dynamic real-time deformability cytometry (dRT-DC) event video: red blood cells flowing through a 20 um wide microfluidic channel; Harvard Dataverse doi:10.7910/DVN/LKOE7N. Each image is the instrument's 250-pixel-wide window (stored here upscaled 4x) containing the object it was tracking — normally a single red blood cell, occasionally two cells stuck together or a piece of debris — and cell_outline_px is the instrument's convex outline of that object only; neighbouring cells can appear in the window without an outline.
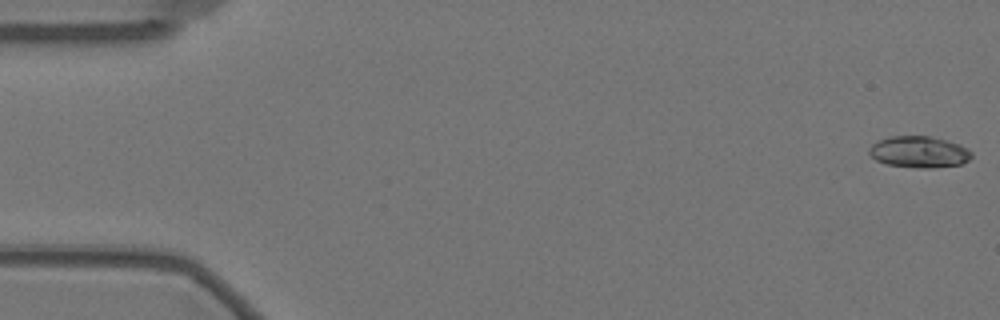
{"species": "Egyptian fruit bat (a non-hibernating species)", "species_latin": "Rousettus aegyptiacus", "temperature_condition": "warm", "stored_images_in_passage": 21, "camera_frame_rate_fps": 3000, "um_per_image_px": 0.085, "animal": {"sex": "female"}, "frame": {"image": 1, "passage_image": 1, "time_ms": 0.0, "image_size_px": [1000, 320], "cell_outline_px": [[972, 156], [968, 160], [960, 164], [932, 168], [920, 168], [888, 164], [876, 160], [868, 152], [868, 148], [872, 144], [888, 136], [928, 136], [960, 144], [968, 148], [972, 152]], "centroid_in_image_um": [78.12, 12.91], "position_along_channel_um": 6.9, "area_um2": 18.67}}
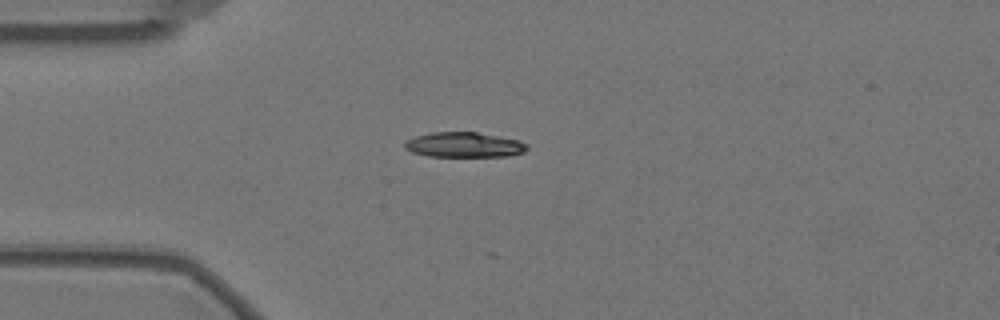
{"frame": {"image": 2, "passage_image": 15, "time_ms": 4.667, "image_size_px": [1000, 320], "cell_outline_px": [[528, 148], [524, 152], [508, 156], [428, 156], [412, 152], [404, 148], [404, 144], [408, 140], [416, 136], [432, 132], [476, 132], [520, 140], [528, 144]], "centroid_in_image_um": [39.48, 12.31], "position_along_channel_um": 45.5, "area_um2": 17.8}}
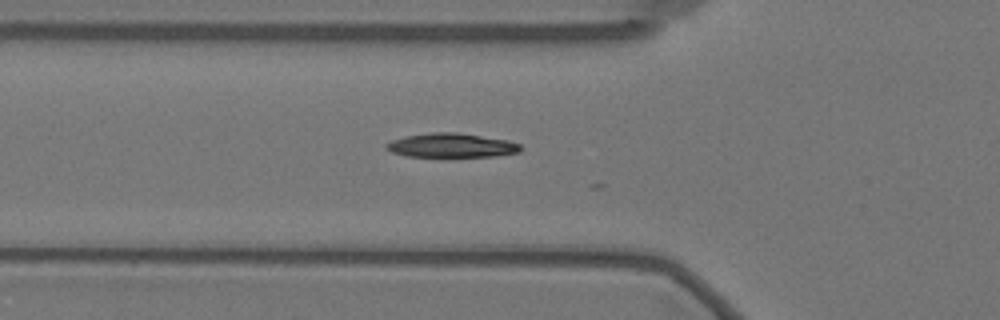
{"frame": {"image": 3, "passage_image": 20, "time_ms": 6.333, "image_size_px": [1000, 320], "cell_outline_px": [[520, 152], [496, 156], [404, 156], [392, 152], [384, 148], [384, 144], [392, 140], [404, 136], [432, 132], [456, 132], [508, 140], [520, 144]], "centroid_in_image_um": [38.33, 12.35], "position_along_channel_um": 87.5, "area_um2": 18.84}}